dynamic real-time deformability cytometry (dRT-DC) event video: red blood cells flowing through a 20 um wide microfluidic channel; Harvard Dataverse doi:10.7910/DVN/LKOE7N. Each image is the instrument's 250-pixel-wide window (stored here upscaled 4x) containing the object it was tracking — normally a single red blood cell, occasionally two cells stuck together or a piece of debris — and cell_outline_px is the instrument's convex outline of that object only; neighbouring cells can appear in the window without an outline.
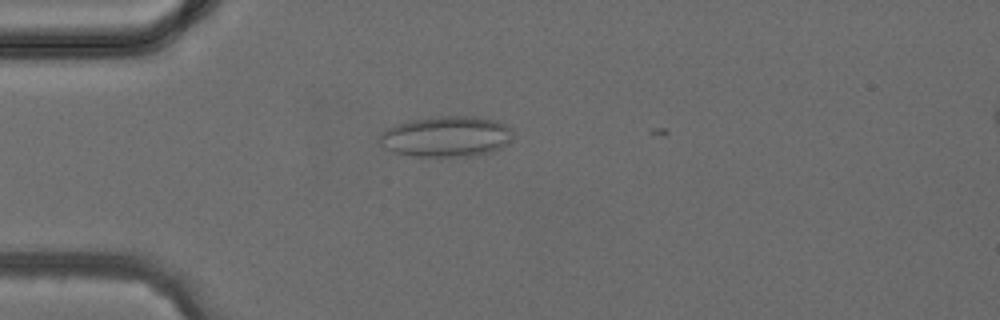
{"species": "common noctule bat (a hibernating species)", "species_latin": "Nyctalus noctula", "temperature_condition": "cold", "stored_images_in_passage": 1, "camera_frame_rate_fps": 3000, "um_per_image_px": 0.085, "animal": {"sex": "female", "body_mass_g": 24.6, "forearm_length_mm": 56.2}, "frame": {"image": 1, "passage_image": 1, "time_ms": 0.0, "image_size_px": [1000, 320], "cell_outline_px": [[512, 140], [508, 144], [492, 152], [472, 156], [412, 156], [396, 152], [384, 148], [380, 144], [380, 132], [396, 124], [412, 120], [440, 116], [476, 116], [496, 120], [504, 124], [512, 132]], "centroid_in_image_um": [37.95, 11.6], "position_along_channel_um": 47.0, "area_um2": 31.67}}